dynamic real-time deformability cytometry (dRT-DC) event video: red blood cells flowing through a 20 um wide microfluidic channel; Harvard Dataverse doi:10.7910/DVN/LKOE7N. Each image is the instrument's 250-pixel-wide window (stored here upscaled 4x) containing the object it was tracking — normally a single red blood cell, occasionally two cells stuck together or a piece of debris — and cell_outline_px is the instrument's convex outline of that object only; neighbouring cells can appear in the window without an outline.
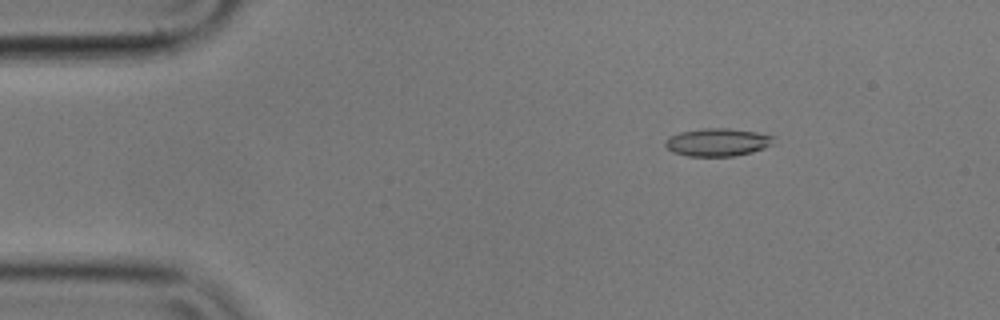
{"species": "common noctule bat (a hibernating species)", "species_latin": "Nyctalus noctula", "temperature_condition": "cold", "stored_images_in_passage": 49, "camera_frame_rate_fps": 3000, "um_per_image_px": 0.085, "animal": {"sex": "male", "body_mass_g": 17.9}, "frame": {"image": 1, "passage_image": 1, "time_ms": 0.0, "image_size_px": [1000, 320], "cell_outline_px": [[776, 136], [772, 144], [764, 148], [752, 152], [736, 156], [688, 156], [672, 152], [664, 144], [664, 140], [668, 136], [680, 132], [704, 128], [728, 128], [756, 132]], "centroid_in_image_um": [60.98, 12.09], "position_along_channel_um": 24.0, "area_um2": 17.74}}
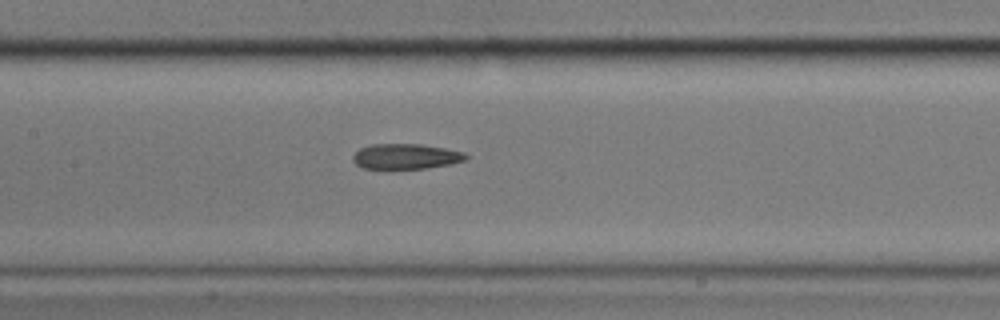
{"frame": {"image": 2, "passage_image": 19, "time_ms": 6.0, "image_size_px": [1000, 320], "cell_outline_px": [[468, 156], [464, 160], [452, 164], [424, 168], [364, 168], [356, 164], [352, 160], [352, 156], [360, 148], [372, 144], [420, 144], [444, 148], [464, 152]], "centroid_in_image_um": [34.49, 13.29], "position_along_channel_um": 172.9, "area_um2": 16.47}}
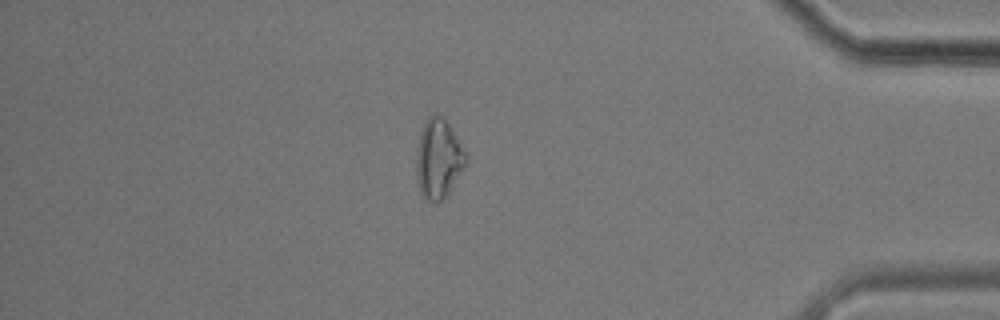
{"frame": {"image": 3, "passage_image": 41, "time_ms": 13.333, "image_size_px": [1000, 320], "cell_outline_px": [[468, 160], [464, 168], [448, 192], [440, 200], [428, 200], [420, 192], [416, 176], [416, 160], [420, 132], [424, 120], [432, 112], [436, 112], [448, 124], [468, 152]], "centroid_in_image_um": [37.28, 13.42], "position_along_channel_um": 397.9, "area_um2": 22.89}, "authors_computed_cell_mechanics": {"area_um2": 17.7446, "velocity_mm_per_s": 3.5529, "shape_relaxation_time_tau1_ms": null, "shape_relaxation_time_tau2_ms": 5.3875, "deformation_change_tau1": null, "deformation_change_tau2": 0.1491}}